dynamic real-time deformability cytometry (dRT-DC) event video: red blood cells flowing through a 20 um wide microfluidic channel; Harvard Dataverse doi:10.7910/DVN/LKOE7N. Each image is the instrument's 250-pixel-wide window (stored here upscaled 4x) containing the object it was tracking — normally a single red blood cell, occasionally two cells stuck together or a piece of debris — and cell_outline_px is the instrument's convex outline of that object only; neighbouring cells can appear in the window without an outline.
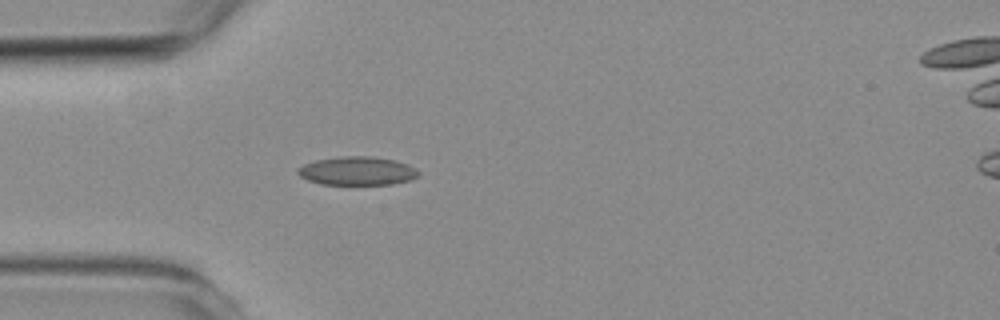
{"species": "common noctule bat (a hibernating species)", "species_latin": "Nyctalus noctula", "temperature_condition": "room temperature", "stored_images_in_passage": 3, "camera_frame_rate_fps": 3000, "um_per_image_px": 0.085, "animal": {"sex": "female", "body_mass_g": 19.3, "forearm_length_mm": 54.1}, "frame": {"image": 1, "passage_image": 2, "time_ms": 4.0, "image_size_px": [1000, 320], "cell_outline_px": [[420, 176], [412, 180], [392, 184], [320, 184], [308, 180], [300, 176], [296, 172], [296, 168], [304, 164], [316, 160], [340, 156], [372, 156], [396, 160], [408, 164], [416, 168], [420, 172]], "centroid_in_image_um": [30.4, 14.52], "position_along_channel_um": 54.6, "area_um2": 20.35}}